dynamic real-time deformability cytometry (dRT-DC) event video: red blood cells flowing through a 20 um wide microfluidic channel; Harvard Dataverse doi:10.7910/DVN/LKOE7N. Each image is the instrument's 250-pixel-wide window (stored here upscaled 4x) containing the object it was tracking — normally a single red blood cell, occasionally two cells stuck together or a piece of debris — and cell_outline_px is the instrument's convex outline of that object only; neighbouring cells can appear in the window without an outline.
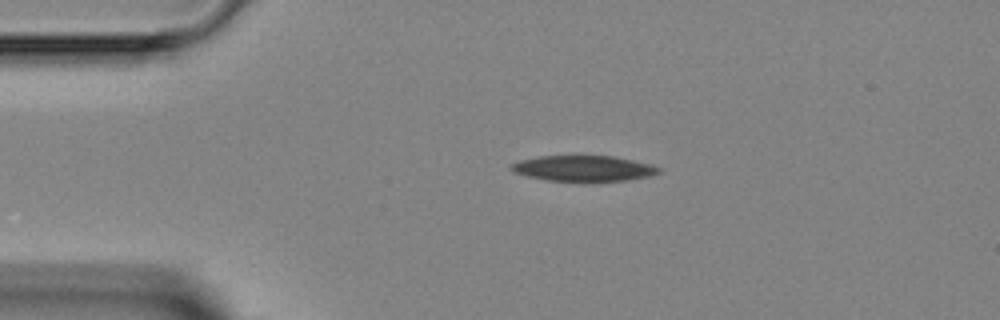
{"species": "Egyptian fruit bat (a non-hibernating species)", "species_latin": "Rousettus aegyptiacus", "temperature_condition": "room temperature", "stored_images_in_passage": 1, "camera_frame_rate_fps": 3000, "um_per_image_px": 0.085, "animal": {"sex": "female"}, "frame": {"image": 1, "passage_image": 1, "time_ms": 0.0, "image_size_px": [1000, 320], "cell_outline_px": [[660, 172], [652, 176], [628, 180], [584, 184], [548, 180], [528, 176], [512, 172], [508, 168], [512, 164], [520, 160], [536, 156], [612, 156], [652, 164], [660, 168]], "centroid_in_image_um": [49.61, 14.35], "position_along_channel_um": 35.4, "area_um2": 22.95}}